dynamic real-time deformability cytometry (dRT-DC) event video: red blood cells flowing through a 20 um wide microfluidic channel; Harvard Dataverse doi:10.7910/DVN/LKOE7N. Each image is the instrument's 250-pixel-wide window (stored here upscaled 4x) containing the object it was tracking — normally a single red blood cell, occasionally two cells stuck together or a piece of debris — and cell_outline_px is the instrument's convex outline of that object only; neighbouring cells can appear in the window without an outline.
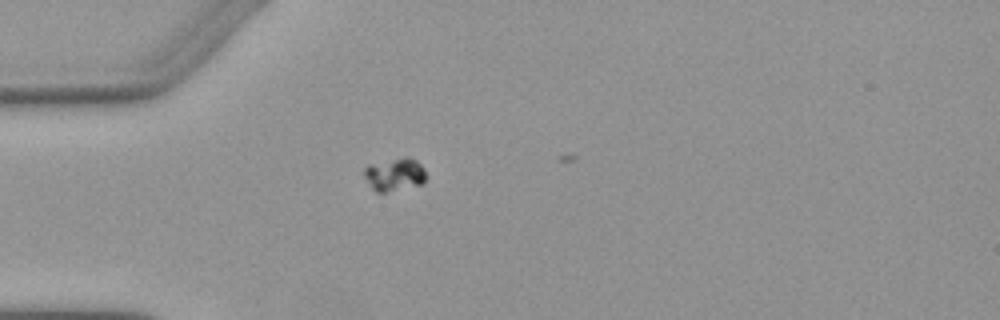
{"species": "Egyptian fruit bat (a non-hibernating species)", "species_latin": "Rousettus aegyptiacus", "temperature_condition": "warm", "stored_images_in_passage": 3, "camera_frame_rate_fps": 3000, "um_per_image_px": 0.085, "animal": {"sex": "female"}, "frame": {"image": 1, "passage_image": 2, "time_ms": 1.333, "image_size_px": [1000, 320], "cell_outline_px": [[424, 184], [388, 192], [376, 192], [372, 188], [364, 176], [364, 168], [368, 164], [404, 156], [408, 156], [416, 160], [424, 168]], "centroid_in_image_um": [33.53, 14.82], "position_along_channel_um": 51.5, "area_um2": 12.02}}